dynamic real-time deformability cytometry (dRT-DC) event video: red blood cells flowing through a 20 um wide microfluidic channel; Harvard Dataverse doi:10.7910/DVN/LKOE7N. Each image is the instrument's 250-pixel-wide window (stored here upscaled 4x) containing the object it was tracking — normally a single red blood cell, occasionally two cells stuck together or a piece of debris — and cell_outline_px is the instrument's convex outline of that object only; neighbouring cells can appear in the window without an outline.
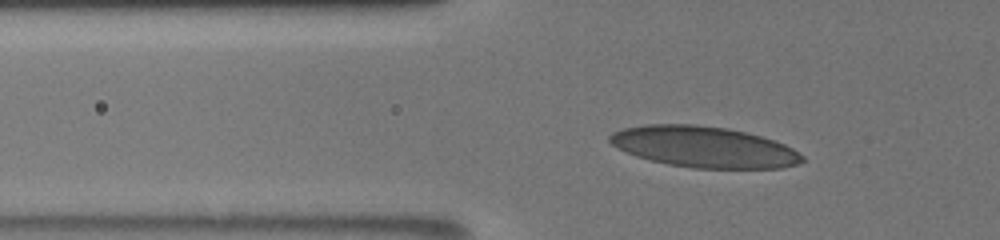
{"species": "human", "species_latin": "Homo sapiens", "temperature_condition": "room temperature", "stored_images_in_passage": 44, "camera_frame_rate_fps": 3000, "um_per_image_px": 0.085, "donor": {"sex": "male"}, "frame": {"image": 1, "passage_image": 14, "time_ms": 4.333, "image_size_px": [1000, 240], "cell_outline_px": [[804, 160], [796, 164], [780, 168], [692, 168], [668, 164], [648, 160], [636, 156], [612, 144], [608, 140], [608, 136], [612, 132], [624, 128], [644, 124], [696, 124], [728, 128], [760, 136], [784, 144], [792, 148], [804, 156]], "centroid_in_image_um": [59.81, 12.48], "position_along_channel_um": 66.0, "area_um2": 45.89}}
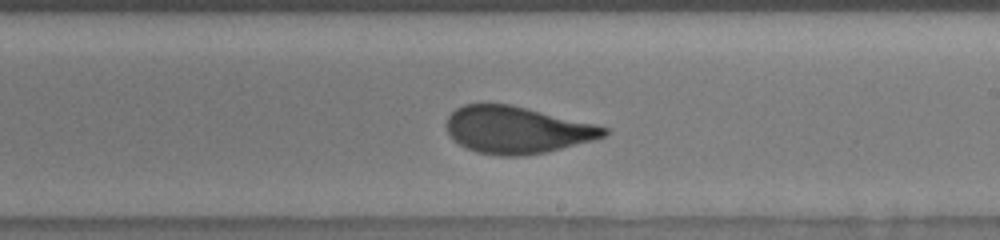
{"frame": {"image": 2, "passage_image": 29, "time_ms": 9.333, "image_size_px": [1000, 240], "cell_outline_px": [[608, 132], [604, 136], [592, 140], [548, 152], [520, 156], [500, 156], [476, 152], [460, 144], [448, 132], [444, 124], [448, 116], [456, 108], [464, 104], [512, 104], [596, 124], [608, 128]], "centroid_in_image_um": [43.93, 11.03], "position_along_channel_um": 245.1, "area_um2": 43.18}}
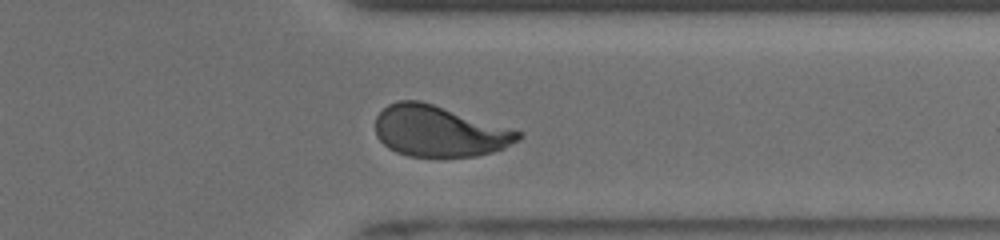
{"frame": {"image": 3, "passage_image": 39, "time_ms": 12.667, "image_size_px": [1000, 240], "cell_outline_px": [[524, 136], [520, 140], [504, 148], [492, 152], [476, 156], [408, 156], [396, 152], [388, 148], [376, 136], [376, 116], [388, 104], [400, 100], [420, 100], [524, 132]], "centroid_in_image_um": [37.35, 11.15], "position_along_channel_um": 374.0, "area_um2": 42.43}, "authors_computed_cell_mechanics": {"area_um2": 43.4367, "velocity_mm_per_s": 3.8576, "shape_relaxation_time_tau1_ms": 4.3512, "shape_relaxation_time_tau2_ms": null, "deformation_change_tau1": 0.1761, "deformation_change_tau2": null}}